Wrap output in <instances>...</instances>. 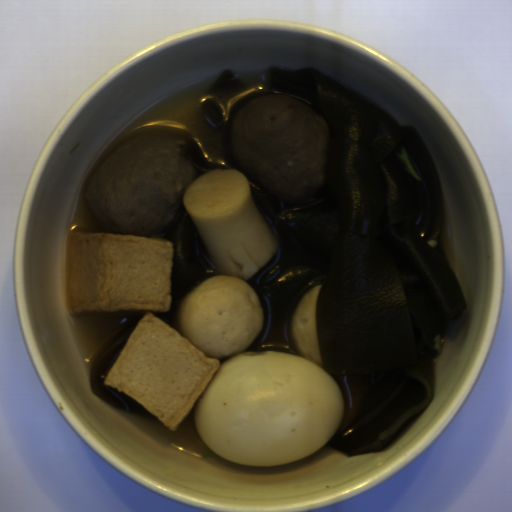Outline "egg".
Wrapping results in <instances>:
<instances>
[{"instance_id":"1","label":"egg","mask_w":512,"mask_h":512,"mask_svg":"<svg viewBox=\"0 0 512 512\" xmlns=\"http://www.w3.org/2000/svg\"><path fill=\"white\" fill-rule=\"evenodd\" d=\"M345 412L342 392L320 366L284 352L220 359L196 400L194 424L208 449L241 466L280 465L325 446Z\"/></svg>"}]
</instances>
